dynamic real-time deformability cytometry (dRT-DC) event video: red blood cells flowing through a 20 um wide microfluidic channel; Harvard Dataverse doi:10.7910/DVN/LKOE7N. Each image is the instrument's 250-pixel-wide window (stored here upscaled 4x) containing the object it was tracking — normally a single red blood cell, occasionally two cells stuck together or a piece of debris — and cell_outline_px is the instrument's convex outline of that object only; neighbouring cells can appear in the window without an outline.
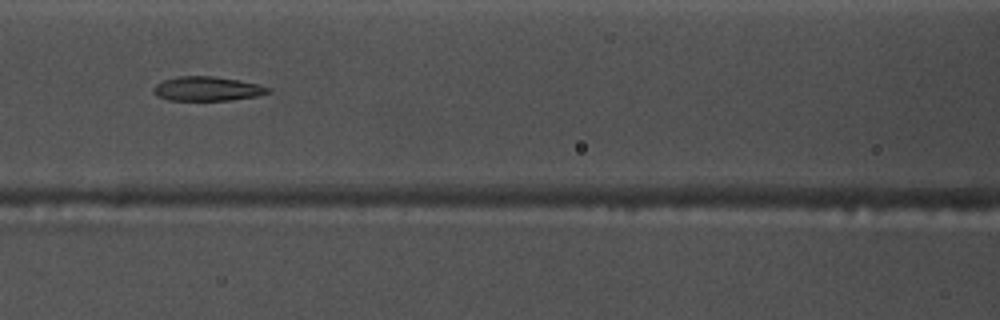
{"species": "common noctule bat (a hibernating species)", "species_latin": "Nyctalus noctula", "temperature_condition": "warm", "stored_images_in_passage": 54, "camera_frame_rate_fps": 3000, "um_per_image_px": 0.085, "animal": {"sex": "male", "body_mass_g": 17.5, "forearm_length_mm": 52.3}, "frame": {"image": 1, "passage_image": 23, "time_ms": 7.333, "image_size_px": [1000, 320], "cell_outline_px": [[272, 92], [256, 96], [232, 100], [168, 100], [156, 96], [152, 92], [156, 84], [164, 80], [180, 76], [212, 76], [236, 80], [256, 84], [272, 88]], "centroid_in_image_um": [17.61, 7.55], "position_along_channel_um": 149.0, "area_um2": 16.13}}
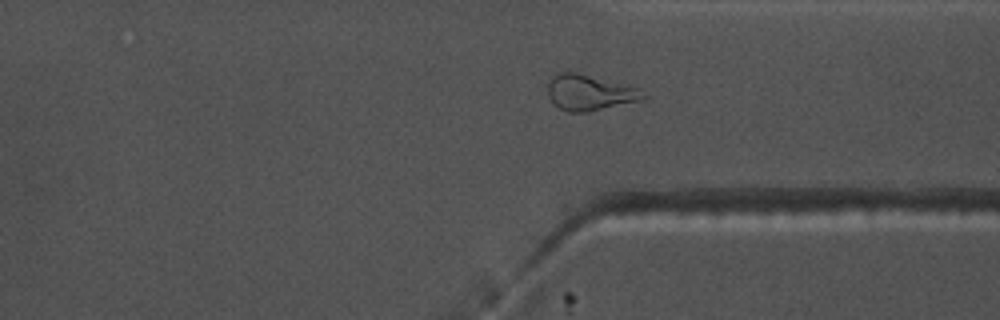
{"frame": {"image": 2, "passage_image": 40, "time_ms": 13.0, "image_size_px": [1000, 320], "cell_outline_px": [[648, 96], [644, 100], [588, 112], [568, 112], [560, 108], [548, 96], [548, 84], [552, 76], [556, 72], [576, 72], [636, 88]], "centroid_in_image_um": [50.1, 7.88], "position_along_channel_um": 361.3, "area_um2": 19.59}}
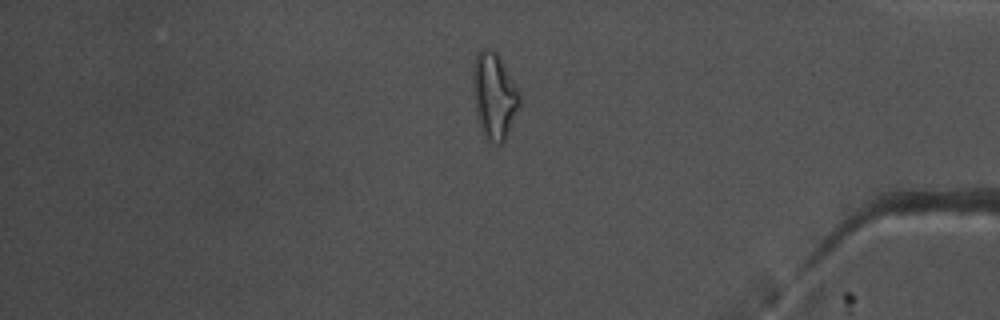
{"frame": {"image": 3, "passage_image": 45, "time_ms": 14.667, "image_size_px": [1000, 320], "cell_outline_px": [[520, 108], [508, 136], [500, 144], [496, 144], [488, 140], [484, 136], [480, 128], [476, 112], [472, 76], [472, 72], [476, 56], [480, 48], [488, 48], [496, 52], [500, 56], [520, 92]], "centroid_in_image_um": [42.03, 8.15], "position_along_channel_um": 393.2, "area_um2": 23.76}, "authors_computed_cell_mechanics": {"area_um2": 18.3226, "velocity_mm_per_s": 3.7583, "shape_relaxation_time_tau1_ms": null, "shape_relaxation_time_tau2_ms": 3.9935, "deformation_change_tau1": null, "deformation_change_tau2": 0.132}}